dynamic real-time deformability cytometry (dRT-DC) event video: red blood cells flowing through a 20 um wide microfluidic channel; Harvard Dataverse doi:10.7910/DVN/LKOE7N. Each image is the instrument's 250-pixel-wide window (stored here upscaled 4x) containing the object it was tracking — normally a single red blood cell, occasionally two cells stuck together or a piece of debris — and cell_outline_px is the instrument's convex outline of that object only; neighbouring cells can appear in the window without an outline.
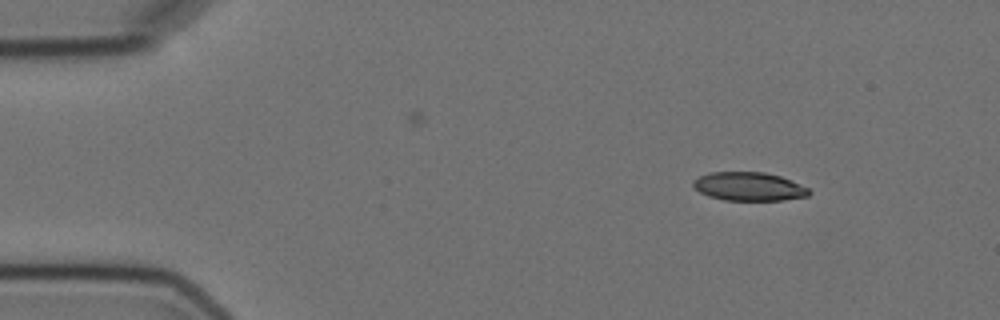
{"species": "Egyptian fruit bat (a non-hibernating species)", "species_latin": "Rousettus aegyptiacus", "temperature_condition": "cold", "stored_images_in_passage": 3, "camera_frame_rate_fps": 3000, "um_per_image_px": 0.085, "animal": {"sex": "female"}, "frame": {"image": 1, "passage_image": 1, "time_ms": 0.0, "image_size_px": [1000, 320], "cell_outline_px": [[812, 192], [808, 196], [784, 200], [724, 200], [708, 196], [700, 192], [692, 184], [692, 180], [708, 172], [764, 172], [780, 176], [808, 188]], "centroid_in_image_um": [63.64, 15.85], "position_along_channel_um": 21.4, "area_um2": 19.25}}
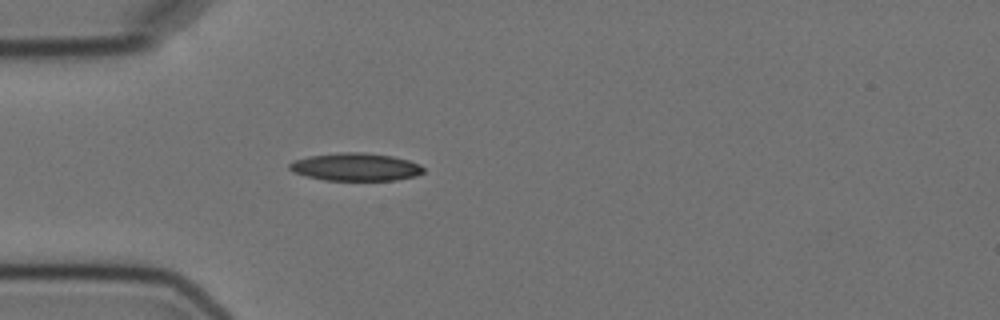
{"frame": {"image": 2, "passage_image": 3, "time_ms": 3.0, "image_size_px": [1000, 320], "cell_outline_px": [[424, 172], [416, 176], [396, 180], [324, 180], [292, 172], [288, 168], [288, 164], [292, 160], [308, 156], [336, 152], [364, 152], [392, 156], [408, 160], [420, 164], [424, 168]], "centroid_in_image_um": [30.2, 14.18], "position_along_channel_um": 54.8, "area_um2": 21.91}}